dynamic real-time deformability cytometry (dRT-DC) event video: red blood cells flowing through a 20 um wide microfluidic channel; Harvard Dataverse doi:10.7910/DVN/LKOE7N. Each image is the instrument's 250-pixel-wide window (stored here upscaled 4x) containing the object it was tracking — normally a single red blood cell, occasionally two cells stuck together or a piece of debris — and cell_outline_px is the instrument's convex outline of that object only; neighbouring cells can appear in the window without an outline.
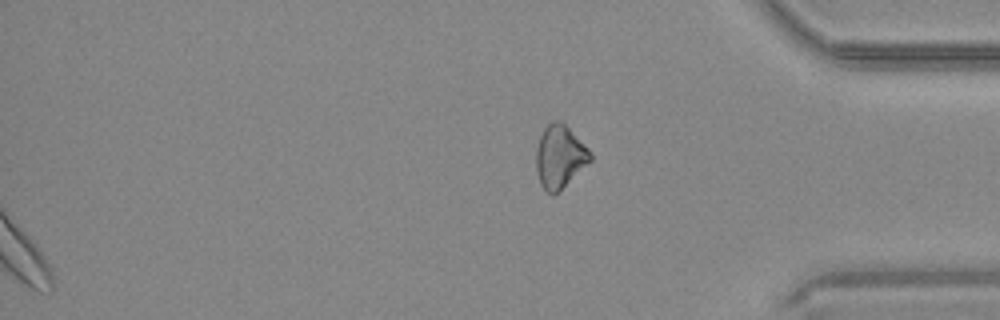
{"species": "common noctule bat (a hibernating species)", "species_latin": "Nyctalus noctula", "temperature_condition": "warm", "stored_images_in_passage": 38, "segment_of_instrument_passage": [2, 2], "camera_frame_rate_fps": 3000, "um_per_image_px": 0.085, "animal": {"sex": "male", "body_mass_g": 20.4}, "frame": {"image": 1, "passage_image": 38, "time_ms": 12.333, "image_size_px": [1000, 320], "cell_outline_px": [[592, 160], [552, 196], [540, 184], [536, 172], [536, 148], [540, 136], [544, 128], [552, 120], [560, 120], [592, 152]], "centroid_in_image_um": [47.56, 13.3], "position_along_channel_um": 387.6, "area_um2": 19.59}}